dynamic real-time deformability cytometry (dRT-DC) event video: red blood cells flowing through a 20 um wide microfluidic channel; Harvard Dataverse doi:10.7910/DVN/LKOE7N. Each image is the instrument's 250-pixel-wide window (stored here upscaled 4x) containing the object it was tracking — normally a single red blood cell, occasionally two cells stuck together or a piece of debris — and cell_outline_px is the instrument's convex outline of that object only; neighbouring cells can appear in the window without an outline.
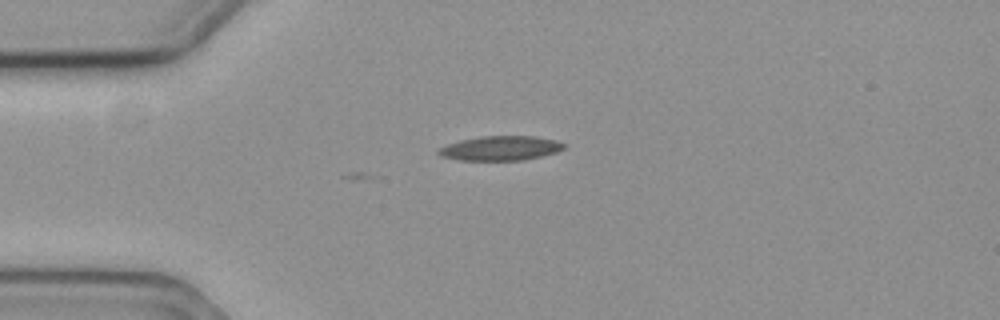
{"species": "common noctule bat (a hibernating species)", "species_latin": "Nyctalus noctula", "temperature_condition": "cold", "stored_images_in_passage": 2, "camera_frame_rate_fps": 3000, "um_per_image_px": 0.085, "animal": {"sex": "female", "body_mass_g": 19.3, "forearm_length_mm": 54.1}, "frame": {"image": 1, "passage_image": 2, "time_ms": 0.333, "image_size_px": [1000, 320], "cell_outline_px": [[564, 148], [556, 152], [524, 160], [460, 160], [440, 156], [436, 152], [440, 148], [448, 144], [460, 140], [484, 136], [536, 136], [556, 140], [564, 144]], "centroid_in_image_um": [42.53, 12.6], "position_along_channel_um": 42.5, "area_um2": 17.74}}